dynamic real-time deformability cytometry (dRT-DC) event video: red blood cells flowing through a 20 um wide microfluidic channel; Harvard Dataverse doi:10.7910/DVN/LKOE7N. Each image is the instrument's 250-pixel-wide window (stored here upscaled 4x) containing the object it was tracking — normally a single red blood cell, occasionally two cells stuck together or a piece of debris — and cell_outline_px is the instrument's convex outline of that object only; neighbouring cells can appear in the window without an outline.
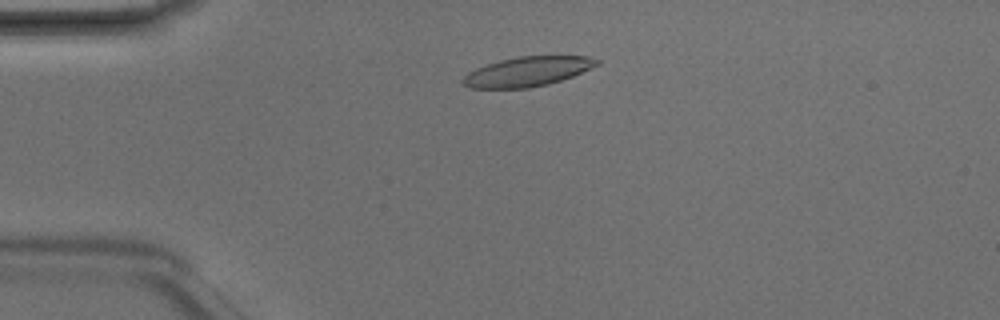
{"species": "Egyptian fruit bat (a non-hibernating species)", "species_latin": "Rousettus aegyptiacus", "temperature_condition": "room temperature", "stored_images_in_passage": 3, "camera_frame_rate_fps": 3000, "um_per_image_px": 0.085, "animal": {"sex": "male"}, "frame": {"image": 1, "passage_image": 1, "time_ms": 0.0, "image_size_px": [1000, 320], "cell_outline_px": [[600, 64], [572, 76], [548, 84], [528, 88], [472, 88], [464, 84], [460, 80], [468, 72], [476, 68], [500, 60], [516, 56], [588, 56], [600, 60]], "centroid_in_image_um": [44.83, 6.07], "position_along_channel_um": 40.2, "area_um2": 23.0}}